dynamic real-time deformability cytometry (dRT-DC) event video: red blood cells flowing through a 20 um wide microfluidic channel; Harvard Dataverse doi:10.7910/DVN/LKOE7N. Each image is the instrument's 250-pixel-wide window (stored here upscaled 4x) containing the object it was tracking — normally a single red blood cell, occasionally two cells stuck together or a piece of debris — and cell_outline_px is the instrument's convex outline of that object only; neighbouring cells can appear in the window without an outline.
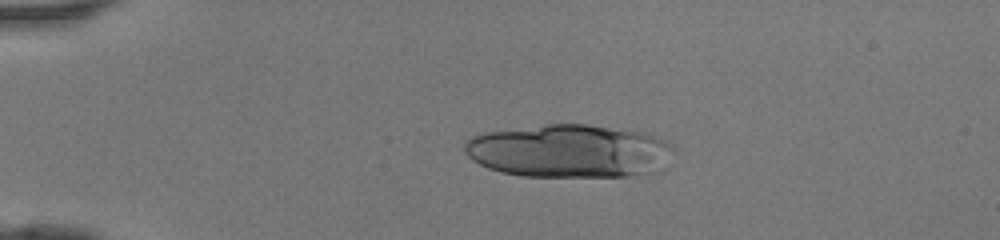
{"species": "human", "species_latin": "Homo sapiens", "temperature_condition": "room temperature", "stored_images_in_passage": 20, "camera_frame_rate_fps": 3000, "um_per_image_px": 0.085, "donor": {"sex": "female"}, "frame": {"image": 1, "passage_image": 11, "time_ms": 3.333, "image_size_px": [1000, 240], "cell_outline_px": [[672, 148], [668, 168], [660, 172], [628, 176], [520, 176], [500, 172], [488, 168], [472, 160], [464, 152], [464, 144], [472, 136], [484, 132], [544, 124], [584, 124], [644, 132], [668, 144]], "centroid_in_image_um": [48.38, 12.85], "position_along_channel_um": 36.6, "area_um2": 65.14}}
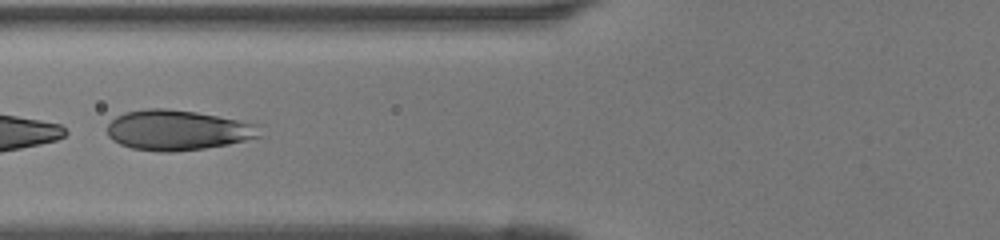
{"frame": {"image": 2, "passage_image": 20, "time_ms": 6.333, "image_size_px": [1000, 240], "cell_outline_px": [[268, 136], [228, 144], [204, 148], [172, 152], [160, 152], [132, 148], [120, 144], [112, 140], [108, 136], [108, 124], [116, 116], [124, 112], [148, 108], [164, 108], [196, 112], [264, 124]], "centroid_in_image_um": [15.25, 11.06], "position_along_channel_um": 110.6, "area_um2": 36.59}}